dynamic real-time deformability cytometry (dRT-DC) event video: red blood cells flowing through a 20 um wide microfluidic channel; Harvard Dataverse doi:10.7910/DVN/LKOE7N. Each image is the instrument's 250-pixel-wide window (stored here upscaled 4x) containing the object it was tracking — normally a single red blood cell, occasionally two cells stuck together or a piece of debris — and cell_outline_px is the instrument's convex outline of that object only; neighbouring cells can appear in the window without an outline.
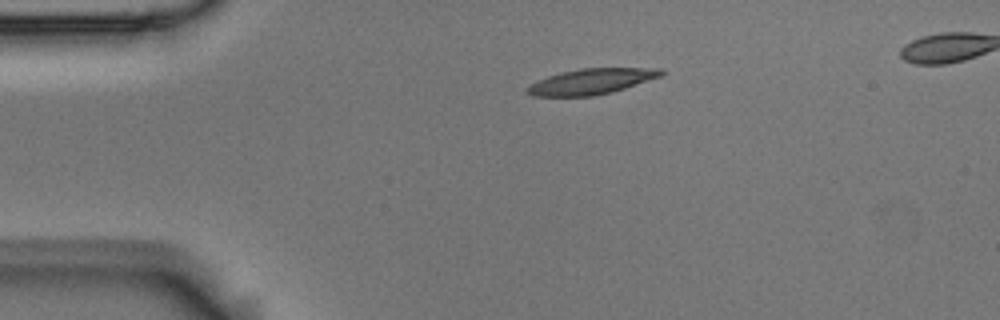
{"species": "Egyptian fruit bat (a non-hibernating species)", "species_latin": "Rousettus aegyptiacus", "temperature_condition": "room temperature", "stored_images_in_passage": 3, "segment_of_instrument_passage": [1, 2], "camera_frame_rate_fps": 3000, "um_per_image_px": 0.085, "animal": {"sex": "male"}, "frame": {"image": 1, "passage_image": 1, "time_ms": 0.0, "image_size_px": [1000, 320], "cell_outline_px": [[664, 76], [612, 92], [592, 96], [532, 96], [524, 92], [524, 88], [548, 76], [560, 72], [580, 68], [664, 68]], "centroid_in_image_um": [50.3, 6.92], "position_along_channel_um": 34.7, "area_um2": 20.17}}